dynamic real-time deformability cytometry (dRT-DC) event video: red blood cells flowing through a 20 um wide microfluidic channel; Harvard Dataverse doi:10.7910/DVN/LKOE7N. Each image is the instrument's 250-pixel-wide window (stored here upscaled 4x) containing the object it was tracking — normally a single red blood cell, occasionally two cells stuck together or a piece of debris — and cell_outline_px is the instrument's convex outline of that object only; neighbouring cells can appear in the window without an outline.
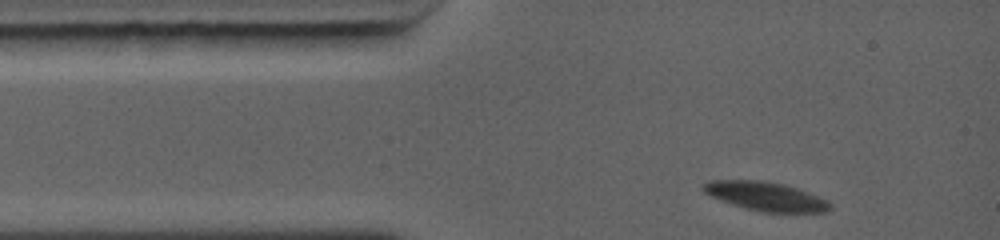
{"species": "common noctule bat (a hibernating species)", "species_latin": "Nyctalus noctula", "temperature_condition": "warm", "stored_images_in_passage": 33, "camera_frame_rate_fps": 5000, "um_per_image_px": 0.085, "animal": {"sex": "female", "body_mass_g": 19.0, "forearm_length_mm": 56.7}, "frame": {"image": 1, "passage_image": 1, "time_ms": 0.0, "image_size_px": [1000, 240], "cell_outline_px": [[832, 208], [828, 212], [764, 212], [732, 204], [720, 200], [704, 192], [700, 188], [700, 184], [708, 180], [760, 180], [784, 184], [796, 188], [828, 200], [832, 204]], "centroid_in_image_um": [65.07, 16.68], "position_along_channel_um": 19.9, "area_um2": 21.33}}
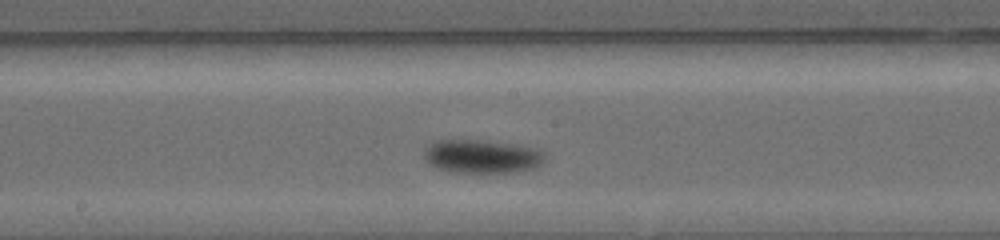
{"frame": {"image": 2, "passage_image": 14, "time_ms": 5.2, "image_size_px": [1000, 240], "cell_outline_px": [[544, 164], [520, 172], [448, 172], [436, 168], [428, 164], [424, 156], [424, 152], [436, 144], [444, 140], [464, 140], [504, 144], [528, 148], [544, 152]], "centroid_in_image_um": [40.97, 13.35], "position_along_channel_um": 207.2, "area_um2": 22.6}}
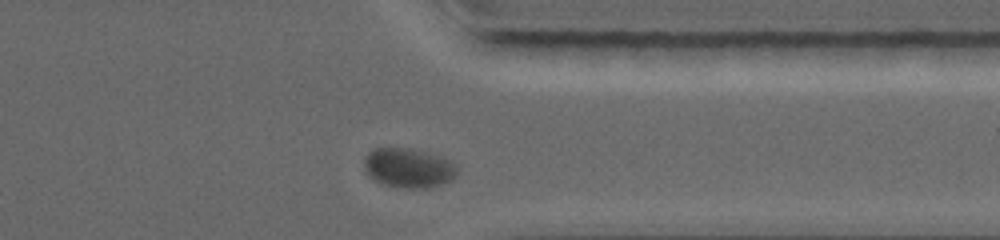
{"frame": {"image": 3, "passage_image": 28, "time_ms": 9.2, "image_size_px": [1000, 240], "cell_outline_px": [[456, 176], [440, 184], [428, 188], [396, 188], [384, 184], [376, 180], [364, 168], [364, 156], [368, 152], [376, 148], [412, 148], [428, 152], [452, 160], [456, 164]], "centroid_in_image_um": [34.73, 14.26], "position_along_channel_um": 376.7, "area_um2": 21.44}, "authors_computed_cell_mechanics": {"area_um2": 22.1374, "velocity_mm_per_s": 4.2553, "shape_relaxation_time_tau1_ms": 4.3327, "shape_relaxation_time_tau2_ms": null, "deformation_change_tau1": 0.1212, "deformation_change_tau2": null}}